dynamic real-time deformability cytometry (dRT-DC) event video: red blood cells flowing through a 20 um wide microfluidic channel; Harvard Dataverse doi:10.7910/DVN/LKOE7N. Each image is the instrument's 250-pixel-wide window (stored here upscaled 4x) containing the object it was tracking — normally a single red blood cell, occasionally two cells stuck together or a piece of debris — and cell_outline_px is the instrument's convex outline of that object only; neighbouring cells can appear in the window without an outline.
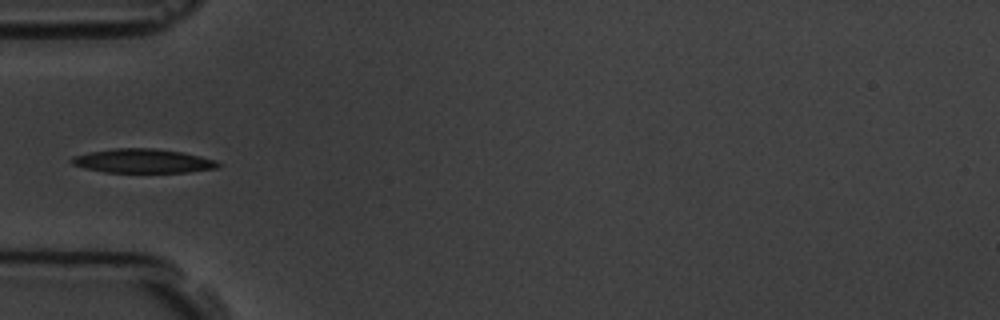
{"species": "common noctule bat (a hibernating species)", "species_latin": "Nyctalus noctula", "temperature_condition": "room temperature", "stored_images_in_passage": 9, "camera_frame_rate_fps": 3000, "um_per_image_px": 0.085, "animal": {"sex": "male", "body_mass_g": 19.5, "forearm_length_mm": 54.6}, "frame": {"image": 1, "passage_image": 6, "time_ms": 6.0, "image_size_px": [1000, 320], "cell_outline_px": [[224, 164], [216, 168], [188, 172], [104, 172], [84, 168], [72, 164], [68, 160], [72, 156], [88, 152], [116, 148], [152, 148], [184, 152], [216, 160]], "centroid_in_image_um": [12.14, 13.68], "position_along_channel_um": 72.9, "area_um2": 20.69}}
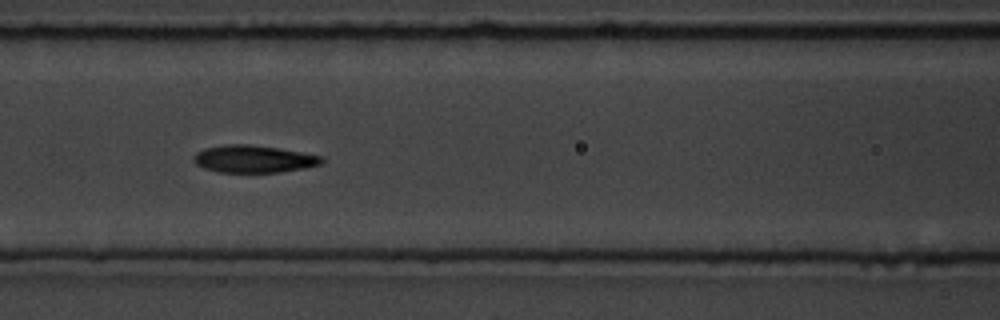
{"frame": {"image": 2, "passage_image": 8, "time_ms": 8.0, "image_size_px": [1000, 320], "cell_outline_px": [[324, 160], [320, 164], [304, 168], [280, 172], [216, 172], [204, 168], [196, 164], [192, 160], [192, 156], [196, 152], [204, 148], [228, 144], [248, 144], [276, 148], [324, 156]], "centroid_in_image_um": [21.52, 13.51], "position_along_channel_um": 145.1, "area_um2": 20.4}}
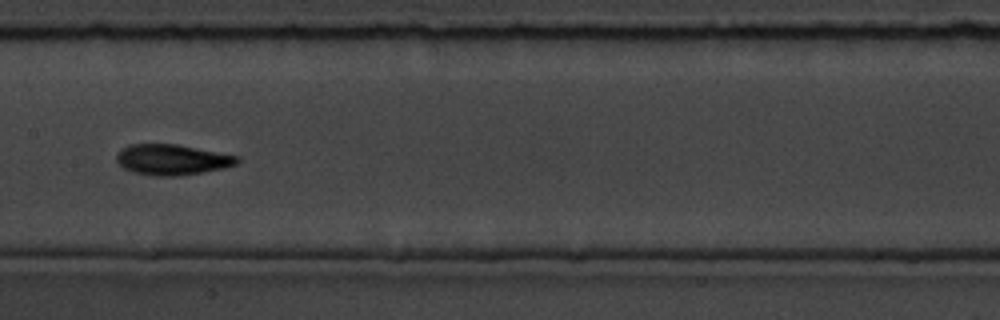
{"frame": {"image": 3, "passage_image": 9, "time_ms": 9.333, "image_size_px": [1000, 320], "cell_outline_px": [[240, 160], [236, 164], [224, 168], [176, 176], [152, 176], [136, 172], [124, 168], [116, 160], [116, 156], [124, 148], [132, 144], [176, 144], [240, 156]], "centroid_in_image_um": [14.66, 13.57], "position_along_channel_um": 192.7, "area_um2": 21.21}}